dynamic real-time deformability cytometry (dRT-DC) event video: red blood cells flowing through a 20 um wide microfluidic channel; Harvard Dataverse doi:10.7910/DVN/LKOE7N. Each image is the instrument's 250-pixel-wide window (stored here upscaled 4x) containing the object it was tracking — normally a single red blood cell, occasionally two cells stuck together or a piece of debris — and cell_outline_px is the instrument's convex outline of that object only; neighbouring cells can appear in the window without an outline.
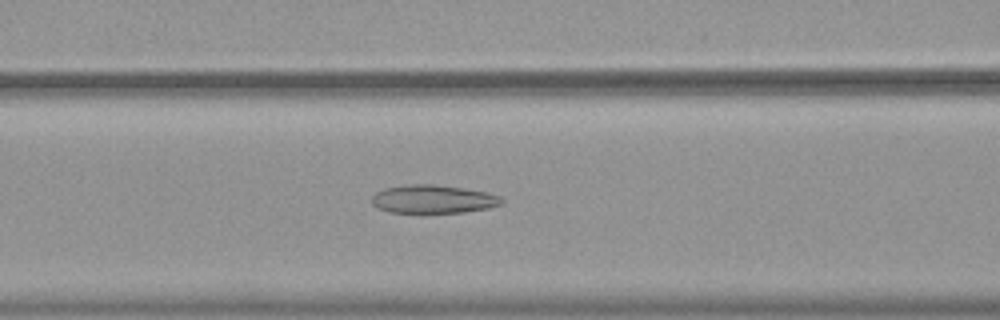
{"species": "common noctule bat (a hibernating species)", "species_latin": "Nyctalus noctula", "temperature_condition": "warm", "stored_images_in_passage": 55, "camera_frame_rate_fps": 3000, "um_per_image_px": 0.085, "animal": {"sex": "female", "body_mass_g": 19.9}, "frame": {"image": 1, "passage_image": 24, "time_ms": 7.667, "image_size_px": [1000, 320], "cell_outline_px": [[504, 204], [488, 208], [464, 212], [388, 212], [376, 208], [372, 204], [372, 196], [376, 192], [384, 188], [404, 184], [432, 184], [464, 188], [488, 192], [500, 196], [504, 200]], "centroid_in_image_um": [36.82, 16.92], "position_along_channel_um": 129.8, "area_um2": 21.62}}
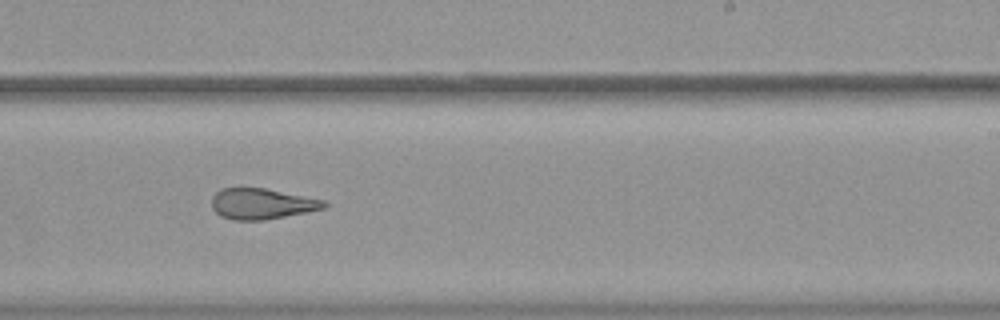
{"frame": {"image": 2, "passage_image": 35, "time_ms": 11.333, "image_size_px": [1000, 320], "cell_outline_px": [[328, 204], [324, 208], [264, 220], [236, 220], [220, 216], [212, 208], [212, 196], [220, 188], [264, 188], [324, 200]], "centroid_in_image_um": [22.21, 17.32], "position_along_channel_um": 266.8, "area_um2": 19.88}}
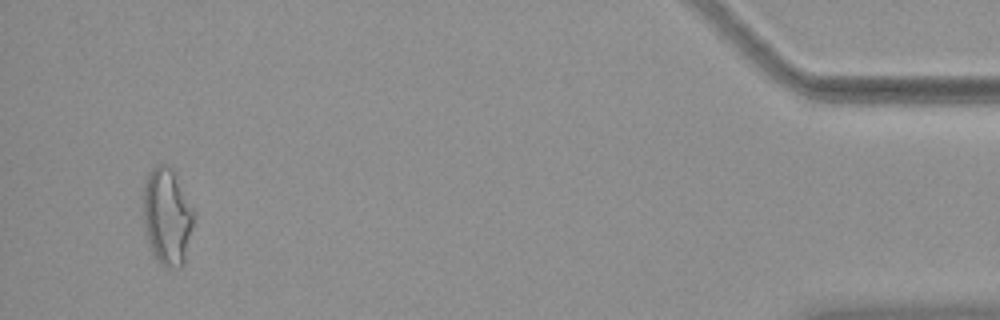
{"frame": {"image": 3, "passage_image": 53, "time_ms": 17.333, "image_size_px": [1000, 320], "cell_outline_px": [[196, 212], [184, 264], [180, 268], [164, 268], [160, 264], [152, 252], [144, 228], [144, 180], [152, 168], [156, 164], [168, 164], [172, 168]], "centroid_in_image_um": [14.23, 18.4], "position_along_channel_um": 421.0, "area_um2": 28.96}, "authors_computed_cell_mechanics": {"area_um2": 24.7962, "velocity_mm_per_s": 3.7559, "shape_relaxation_time_tau1_ms": null, "shape_relaxation_time_tau2_ms": 2.7932, "deformation_change_tau1": null, "deformation_change_tau2": 0.1242}}